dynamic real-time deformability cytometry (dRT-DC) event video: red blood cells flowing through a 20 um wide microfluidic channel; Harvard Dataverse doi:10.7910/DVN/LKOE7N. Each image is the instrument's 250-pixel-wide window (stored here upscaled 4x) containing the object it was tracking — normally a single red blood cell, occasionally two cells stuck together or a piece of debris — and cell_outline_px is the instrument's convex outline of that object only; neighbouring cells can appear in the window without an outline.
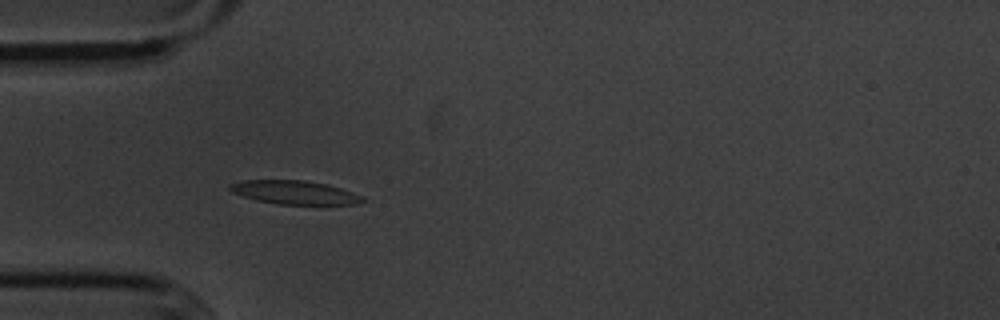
{"species": "common noctule bat (a hibernating species)", "species_latin": "Nyctalus noctula", "temperature_condition": "cold", "stored_images_in_passage": 25, "camera_frame_rate_fps": 3000, "um_per_image_px": 0.085, "animal": {"sex": "male", "body_mass_g": 20.1, "forearm_length_mm": 53.5}, "frame": {"image": 1, "passage_image": 8, "time_ms": 2.333, "image_size_px": [1000, 320], "cell_outline_px": [[368, 200], [356, 204], [276, 204], [256, 200], [232, 192], [228, 188], [228, 184], [240, 180], [304, 180], [324, 184], [340, 188], [364, 196]], "centroid_in_image_um": [25.03, 16.35], "position_along_channel_um": 60.0, "area_um2": 18.26}}
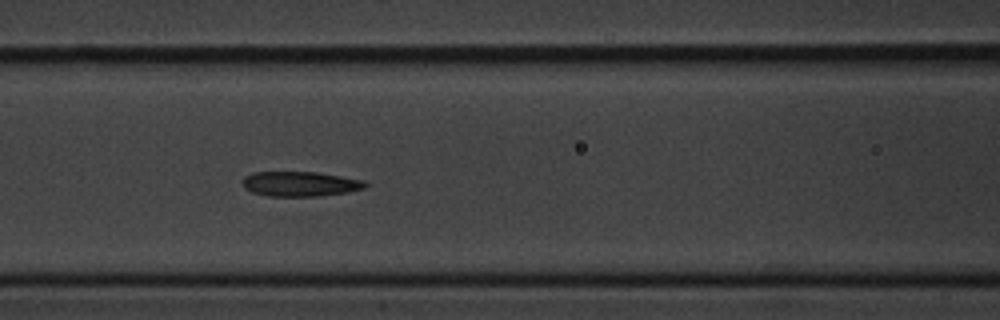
{"frame": {"image": 2, "passage_image": 15, "time_ms": 4.667, "image_size_px": [1000, 320], "cell_outline_px": [[368, 184], [364, 188], [348, 192], [316, 196], [268, 196], [252, 192], [244, 188], [244, 176], [252, 172], [316, 172], [364, 180]], "centroid_in_image_um": [25.51, 15.63], "position_along_channel_um": 141.1, "area_um2": 17.69}}
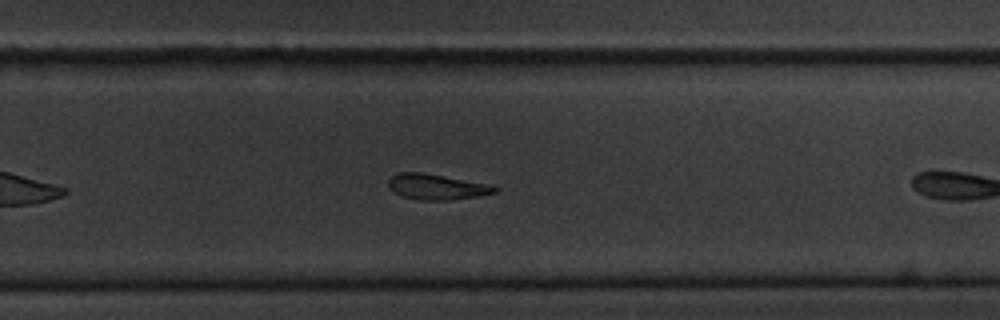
{"frame": {"image": 3, "passage_image": 24, "time_ms": 7.667, "image_size_px": [1000, 320], "cell_outline_px": [[500, 188], [496, 192], [480, 196], [448, 200], [420, 200], [404, 196], [388, 188], [388, 180], [396, 172], [420, 172], [484, 184]], "centroid_in_image_um": [37.06, 15.89], "position_along_channel_um": 292.7, "area_um2": 15.43}}